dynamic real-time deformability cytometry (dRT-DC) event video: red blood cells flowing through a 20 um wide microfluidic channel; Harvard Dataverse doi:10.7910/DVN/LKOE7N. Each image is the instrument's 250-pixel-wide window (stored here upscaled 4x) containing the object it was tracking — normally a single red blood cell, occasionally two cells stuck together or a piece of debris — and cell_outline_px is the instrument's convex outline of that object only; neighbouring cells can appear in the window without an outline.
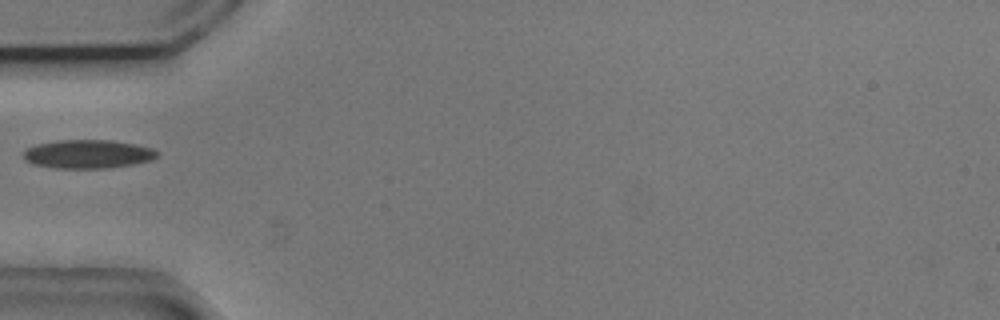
{"species": "common noctule bat (a hibernating species)", "species_latin": "Nyctalus noctula", "temperature_condition": "cold", "stored_images_in_passage": 17, "camera_frame_rate_fps": 3000, "um_per_image_px": 0.085, "animal": {"sex": "male", "body_mass_g": 20.5, "forearm_length_mm": 52.5}, "frame": {"image": 1, "passage_image": 1, "time_ms": 0.0, "image_size_px": [1000, 320], "cell_outline_px": [[160, 156], [152, 160], [132, 164], [108, 168], [56, 168], [32, 164], [24, 160], [24, 152], [28, 148], [36, 144], [56, 140], [112, 140], [136, 144], [152, 148], [160, 152]], "centroid_in_image_um": [7.5, 13.09], "position_along_channel_um": 77.5, "area_um2": 22.48}}
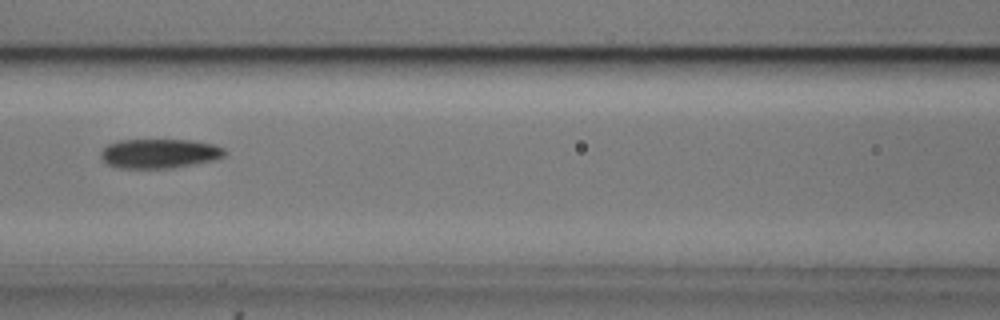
{"frame": {"image": 2, "passage_image": 7, "time_ms": 2.0, "image_size_px": [1000, 320], "cell_outline_px": [[228, 152], [224, 156], [212, 160], [172, 168], [116, 168], [108, 164], [100, 156], [100, 152], [108, 144], [120, 140], [192, 140], [212, 144], [224, 148]], "centroid_in_image_um": [13.54, 13.05], "position_along_channel_um": 153.1, "area_um2": 21.15}}
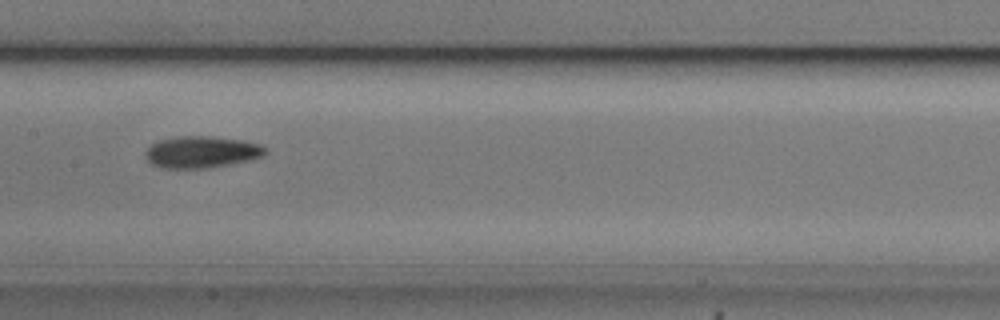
{"frame": {"image": 3, "passage_image": 10, "time_ms": 3.0, "image_size_px": [1000, 320], "cell_outline_px": [[268, 152], [264, 156], [248, 160], [208, 168], [160, 168], [152, 164], [144, 156], [144, 152], [156, 140], [176, 136], [212, 136], [244, 140], [260, 144], [268, 148]], "centroid_in_image_um": [17.13, 12.91], "position_along_channel_um": 190.3, "area_um2": 22.48}}